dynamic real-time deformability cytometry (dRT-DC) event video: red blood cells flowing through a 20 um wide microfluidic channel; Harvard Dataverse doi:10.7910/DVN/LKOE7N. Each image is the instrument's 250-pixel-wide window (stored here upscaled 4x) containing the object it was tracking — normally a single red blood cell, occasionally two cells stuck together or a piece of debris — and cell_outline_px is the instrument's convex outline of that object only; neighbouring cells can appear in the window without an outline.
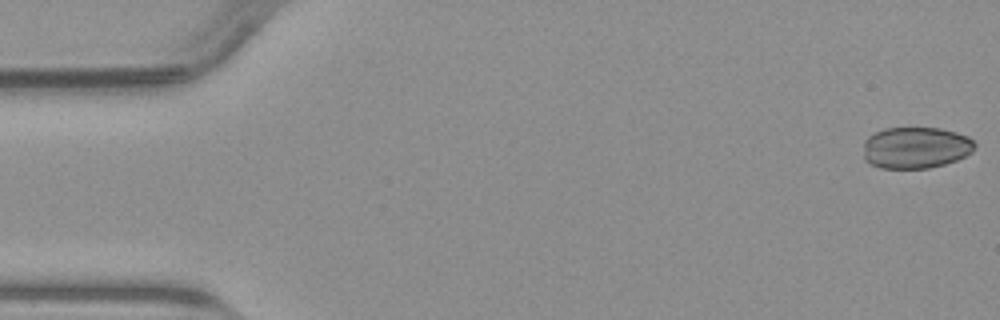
{"species": "common noctule bat (a hibernating species)", "species_latin": "Nyctalus noctula", "temperature_condition": "warm", "stored_images_in_passage": 50, "camera_frame_rate_fps": 3000, "um_per_image_px": 0.085, "animal": {"sex": "male", "body_mass_g": 23.1, "forearm_length_mm": 52.7}, "frame": {"image": 1, "passage_image": 1, "time_ms": 0.0, "image_size_px": [1000, 320], "cell_outline_px": [[976, 144], [972, 152], [956, 160], [944, 164], [928, 168], [880, 168], [864, 160], [864, 140], [868, 136], [884, 128], [940, 128], [956, 132], [968, 136]], "centroid_in_image_um": [77.83, 12.55], "position_along_channel_um": 7.2, "area_um2": 26.99}}
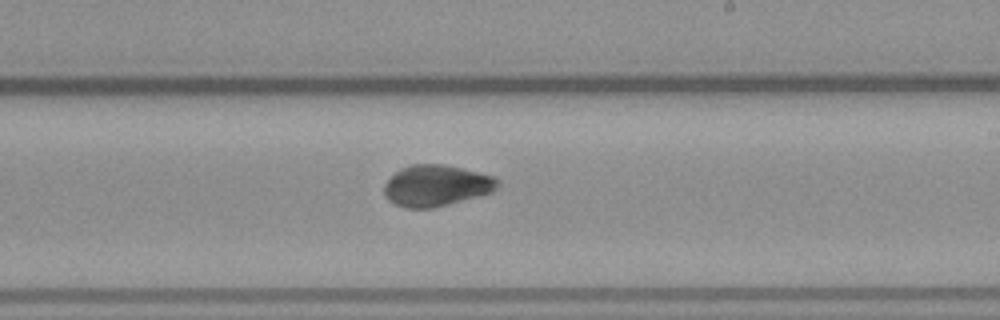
{"frame": {"image": 2, "passage_image": 29, "time_ms": 9.333, "image_size_px": [1000, 320], "cell_outline_px": [[500, 184], [492, 192], [448, 204], [432, 208], [404, 208], [388, 200], [384, 196], [384, 184], [400, 168], [412, 164], [444, 164], [496, 176], [500, 180]], "centroid_in_image_um": [37.09, 15.77], "position_along_channel_um": 251.9, "area_um2": 27.34}}
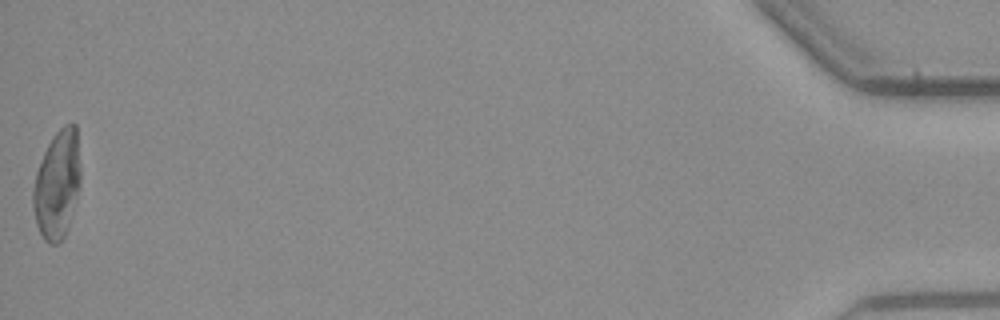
{"frame": {"image": 3, "passage_image": 50, "time_ms": 16.333, "image_size_px": [1000, 320], "cell_outline_px": [[80, 180], [76, 196], [64, 236], [60, 244], [48, 244], [44, 240], [36, 224], [32, 204], [32, 188], [36, 172], [44, 152], [52, 136], [64, 124], [76, 124], [80, 168]], "centroid_in_image_um": [4.83, 15.68], "position_along_channel_um": 430.4, "area_um2": 29.71}}